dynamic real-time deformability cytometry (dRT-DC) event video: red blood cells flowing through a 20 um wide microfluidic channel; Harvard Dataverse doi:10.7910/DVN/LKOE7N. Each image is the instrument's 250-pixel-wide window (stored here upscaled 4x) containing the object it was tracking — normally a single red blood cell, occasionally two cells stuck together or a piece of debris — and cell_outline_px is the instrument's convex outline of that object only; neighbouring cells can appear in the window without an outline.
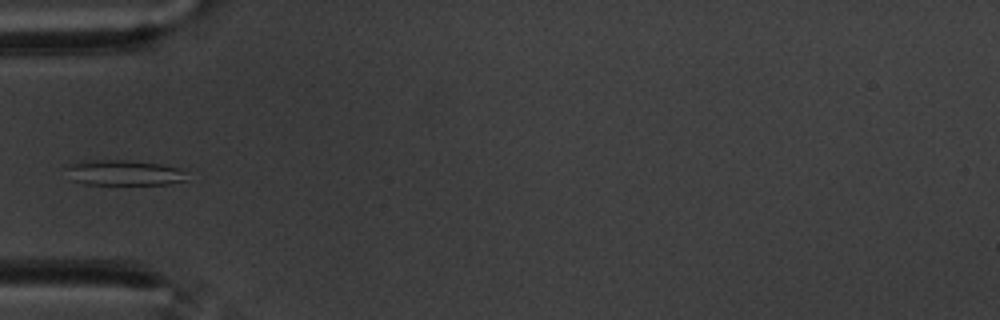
{"species": "common noctule bat (a hibernating species)", "species_latin": "Nyctalus noctula", "temperature_condition": "warm", "stored_images_in_passage": 40, "camera_frame_rate_fps": 3000, "um_per_image_px": 0.085, "animal": {"sex": "male", "body_mass_g": 20.1, "forearm_length_mm": 53.5}, "frame": {"image": 1, "passage_image": 1, "time_ms": 0.0, "image_size_px": [1000, 320], "cell_outline_px": [[184, 180], [168, 184], [84, 184], [72, 180], [68, 168], [72, 164], [92, 160], [132, 160], [160, 164], [180, 168], [184, 172]], "centroid_in_image_um": [10.57, 14.68], "position_along_channel_um": 74.4, "area_um2": 17.4}}
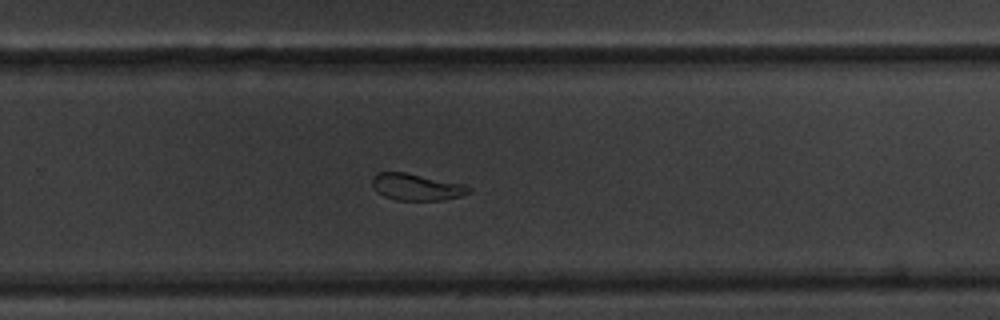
{"frame": {"image": 2, "passage_image": 20, "time_ms": 6.333, "image_size_px": [1000, 320], "cell_outline_px": [[472, 192], [460, 196], [444, 200], [396, 200], [384, 196], [376, 192], [372, 188], [372, 176], [376, 172], [404, 172], [464, 184], [472, 188]], "centroid_in_image_um": [35.38, 15.9], "position_along_channel_um": 294.4, "area_um2": 15.2}}
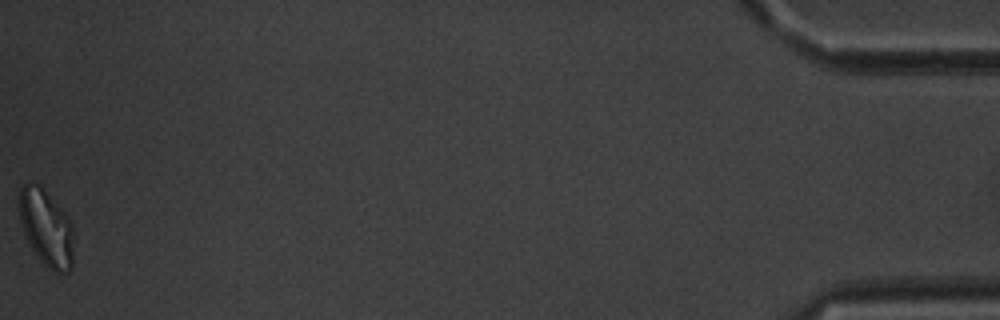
{"frame": {"image": 3, "passage_image": 40, "time_ms": 13.0, "image_size_px": [1000, 320], "cell_outline_px": [[72, 268], [68, 272], [52, 272], [40, 260], [32, 248], [24, 232], [20, 220], [20, 188], [28, 180], [40, 184], [44, 188], [64, 212], [72, 224]], "centroid_in_image_um": [3.93, 19.34], "position_along_channel_um": 431.3, "area_um2": 24.1}}